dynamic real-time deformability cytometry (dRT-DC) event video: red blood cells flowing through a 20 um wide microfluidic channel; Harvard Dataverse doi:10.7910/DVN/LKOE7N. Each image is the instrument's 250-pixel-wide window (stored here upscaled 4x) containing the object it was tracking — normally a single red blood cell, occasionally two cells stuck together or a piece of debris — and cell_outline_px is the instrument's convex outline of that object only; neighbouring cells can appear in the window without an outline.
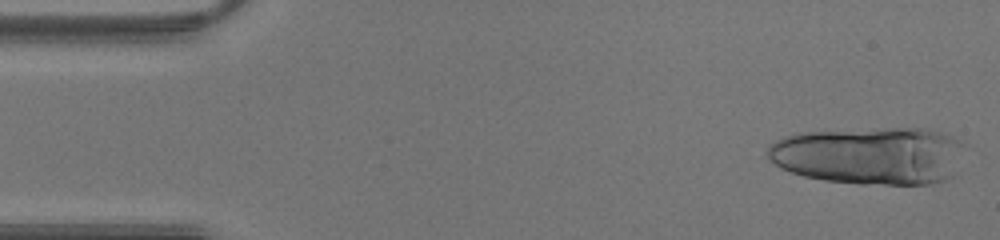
{"species": "human", "species_latin": "Homo sapiens", "temperature_condition": "warm", "stored_images_in_passage": 15, "camera_frame_rate_fps": 3000, "um_per_image_px": 0.085, "donor": {"sex": "male"}, "frame": {"image": 1, "passage_image": 1, "time_ms": 0.0, "image_size_px": [1000, 240], "cell_outline_px": [[960, 144], [952, 176], [944, 180], [932, 184], [860, 184], [824, 180], [804, 176], [780, 168], [764, 152], [776, 140], [784, 136], [800, 132], [892, 128], [920, 128], [940, 132], [952, 136]], "centroid_in_image_um": [73.83, 13.23], "position_along_channel_um": 11.2, "area_um2": 65.49}}